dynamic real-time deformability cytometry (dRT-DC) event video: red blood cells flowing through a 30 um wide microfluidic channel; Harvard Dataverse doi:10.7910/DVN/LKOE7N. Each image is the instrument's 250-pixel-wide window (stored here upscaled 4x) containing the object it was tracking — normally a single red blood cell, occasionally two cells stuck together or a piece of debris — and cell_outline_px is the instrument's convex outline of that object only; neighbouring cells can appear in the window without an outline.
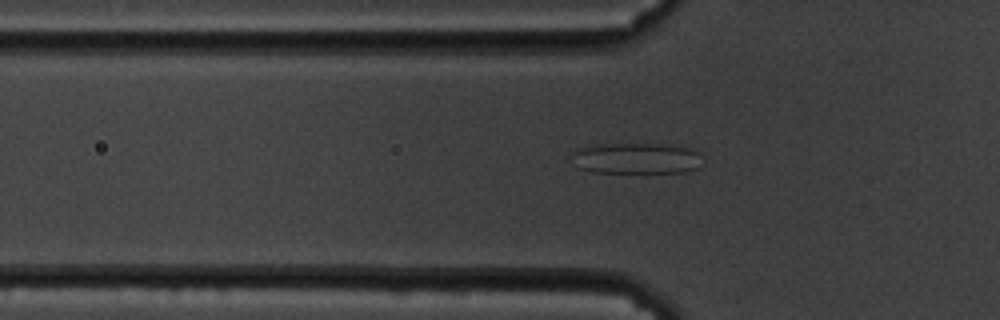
{"species": "common noctule bat (a hibernating species)", "species_latin": "Nyctalus noctula", "temperature_condition": "cold", "stored_images_in_passage": 44, "camera_frame_rate_fps": 3000, "um_per_image_px": 0.085, "animal": {"sex": "male", "body_mass_g": 19.5, "forearm_length_mm": 54.6}, "frame": {"image": 1, "passage_image": 4, "time_ms": 1.0, "image_size_px": [1000, 320], "cell_outline_px": [[704, 164], [696, 168], [684, 172], [592, 172], [580, 168], [576, 152], [580, 148], [600, 144], [660, 144], [692, 148], [700, 152]], "centroid_in_image_um": [54.27, 13.46], "position_along_channel_um": 71.5, "area_um2": 23.18}}
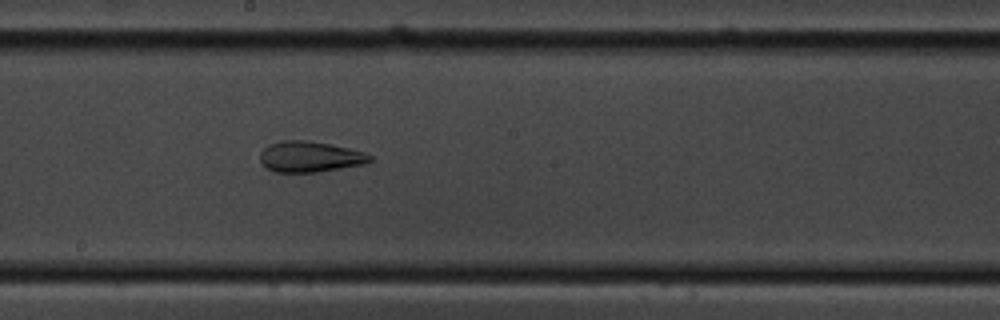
{"frame": {"image": 2, "passage_image": 17, "time_ms": 5.333, "image_size_px": [1000, 320], "cell_outline_px": [[372, 160], [364, 164], [316, 172], [276, 172], [268, 168], [260, 160], [260, 152], [268, 144], [280, 140], [304, 140], [328, 144], [348, 148], [364, 152], [372, 156]], "centroid_in_image_um": [26.32, 13.31], "position_along_channel_um": 221.9, "area_um2": 19.54}}
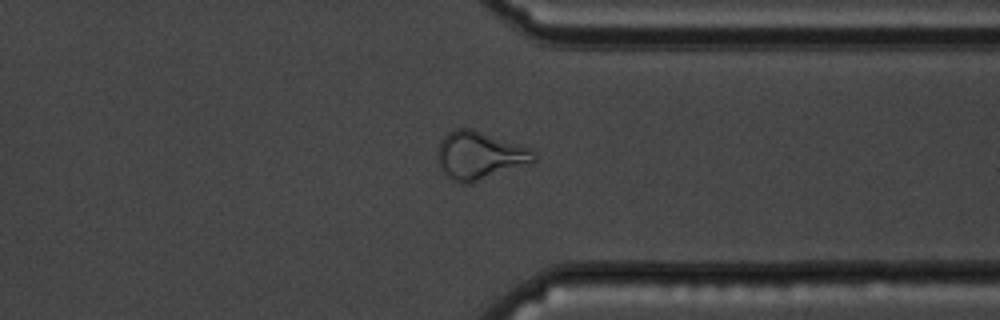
{"frame": {"image": 3, "passage_image": 30, "time_ms": 9.667, "image_size_px": [1000, 320], "cell_outline_px": [[536, 160], [472, 184], [460, 184], [452, 180], [440, 172], [436, 160], [436, 156], [440, 140], [452, 128], [472, 128], [532, 148], [536, 156]], "centroid_in_image_um": [40.7, 13.22], "position_along_channel_um": 370.7, "area_um2": 27.46}}